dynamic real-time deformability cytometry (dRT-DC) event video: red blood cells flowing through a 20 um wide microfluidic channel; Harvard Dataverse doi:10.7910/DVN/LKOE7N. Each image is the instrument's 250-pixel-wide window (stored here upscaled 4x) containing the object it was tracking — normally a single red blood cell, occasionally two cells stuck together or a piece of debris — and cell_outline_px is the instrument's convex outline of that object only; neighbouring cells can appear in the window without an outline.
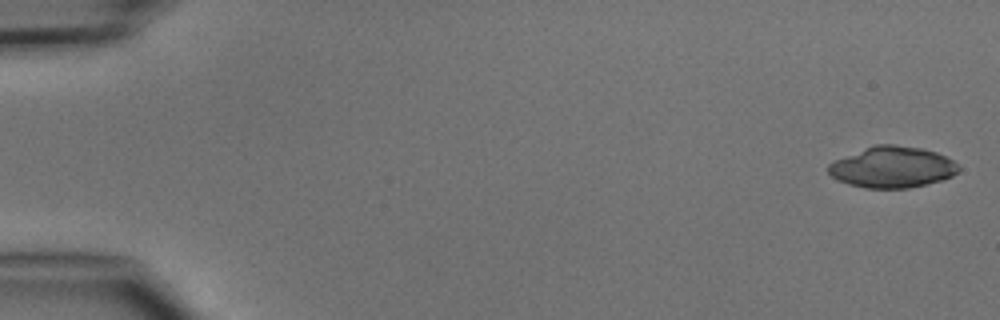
{"species": "common noctule bat (a hibernating species)", "species_latin": "Nyctalus noctula", "temperature_condition": "cold", "stored_images_in_passage": 7, "camera_frame_rate_fps": 3000, "um_per_image_px": 0.085, "animal": {"sex": "male", "body_mass_g": 15.6}, "frame": {"image": 1, "passage_image": 1, "time_ms": 0.0, "image_size_px": [1000, 320], "cell_outline_px": [[960, 168], [952, 176], [944, 180], [908, 188], [864, 188], [848, 184], [832, 176], [828, 172], [828, 164], [836, 160], [876, 144], [892, 144], [924, 148], [936, 152], [952, 160]], "centroid_in_image_um": [75.87, 14.21], "position_along_channel_um": 9.1, "area_um2": 30.98}}